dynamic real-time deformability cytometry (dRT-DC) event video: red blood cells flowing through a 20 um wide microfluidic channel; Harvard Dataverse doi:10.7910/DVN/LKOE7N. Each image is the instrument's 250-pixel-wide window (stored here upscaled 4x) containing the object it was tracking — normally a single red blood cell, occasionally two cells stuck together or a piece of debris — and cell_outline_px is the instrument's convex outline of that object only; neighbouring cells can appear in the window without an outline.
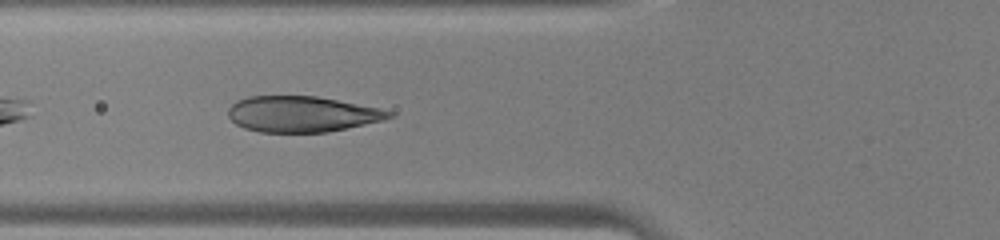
{"species": "human", "species_latin": "Homo sapiens", "temperature_condition": "warm", "stored_images_in_passage": 46, "camera_frame_rate_fps": 3000, "um_per_image_px": 0.085, "donor": {"sex": "male"}, "frame": {"image": 1, "passage_image": 18, "time_ms": 5.667, "image_size_px": [1000, 240], "cell_outline_px": [[392, 116], [384, 120], [328, 132], [260, 132], [244, 128], [236, 124], [228, 116], [228, 108], [236, 100], [248, 96], [316, 96], [380, 108], [392, 112]], "centroid_in_image_um": [25.63, 9.69], "position_along_channel_um": 100.2, "area_um2": 33.52}}
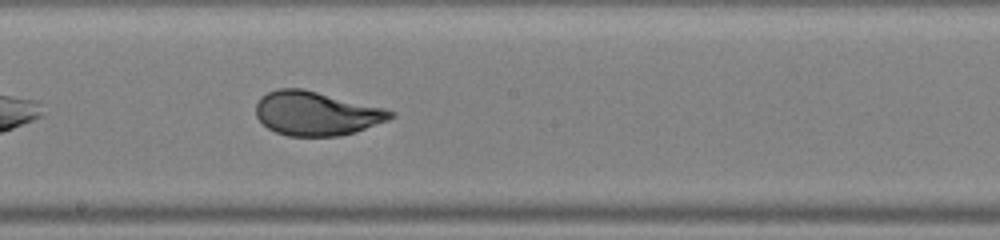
{"frame": {"image": 2, "passage_image": 26, "time_ms": 8.333, "image_size_px": [1000, 240], "cell_outline_px": [[396, 116], [388, 120], [356, 132], [340, 136], [288, 136], [276, 132], [268, 128], [256, 116], [256, 104], [260, 96], [268, 92], [280, 88], [300, 88], [384, 108], [396, 112]], "centroid_in_image_um": [26.89, 9.65], "position_along_channel_um": 221.3, "area_um2": 34.39}}
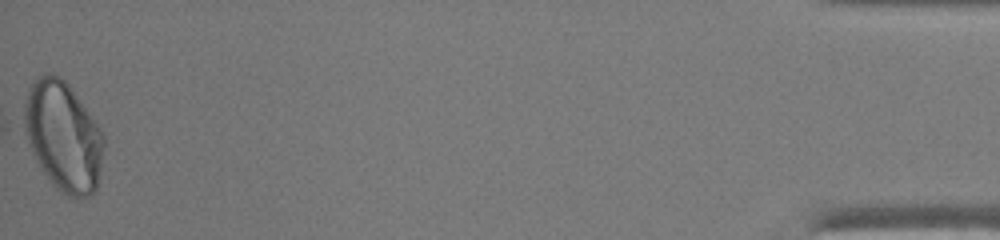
{"frame": {"image": 3, "passage_image": 46, "time_ms": 15.0, "image_size_px": [1000, 240], "cell_outline_px": [[104, 144], [100, 172], [96, 192], [92, 196], [68, 196], [60, 192], [48, 180], [40, 168], [20, 128], [24, 104], [28, 88], [36, 76], [44, 72], [52, 72], [60, 76], [72, 88], [104, 136]], "centroid_in_image_um": [5.31, 11.56], "position_along_channel_um": 429.9, "area_um2": 51.62}}